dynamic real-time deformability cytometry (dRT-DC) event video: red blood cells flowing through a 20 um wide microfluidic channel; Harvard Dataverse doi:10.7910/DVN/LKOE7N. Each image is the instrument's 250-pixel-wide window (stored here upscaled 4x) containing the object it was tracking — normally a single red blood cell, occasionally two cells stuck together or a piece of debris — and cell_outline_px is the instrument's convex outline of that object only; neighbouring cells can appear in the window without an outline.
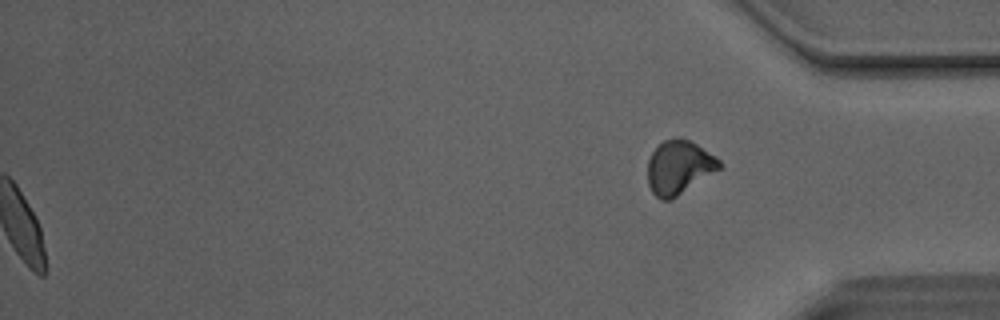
{"species": "Egyptian fruit bat (a non-hibernating species)", "species_latin": "Rousettus aegyptiacus", "temperature_condition": "room temperature", "stored_images_in_passage": 51, "segment_of_instrument_passage": [2, 2], "camera_frame_rate_fps": 3000, "um_per_image_px": 0.085, "animal": {"sex": "male"}, "frame": {"image": 1, "passage_image": 51, "time_ms": 16.667, "image_size_px": [1000, 320], "cell_outline_px": [[720, 168], [676, 196], [668, 200], [660, 200], [652, 192], [648, 184], [648, 160], [652, 152], [664, 140], [676, 136], [680, 136], [696, 144], [716, 156], [720, 160]], "centroid_in_image_um": [57.68, 14.19], "position_along_channel_um": 377.5, "area_um2": 22.14}}